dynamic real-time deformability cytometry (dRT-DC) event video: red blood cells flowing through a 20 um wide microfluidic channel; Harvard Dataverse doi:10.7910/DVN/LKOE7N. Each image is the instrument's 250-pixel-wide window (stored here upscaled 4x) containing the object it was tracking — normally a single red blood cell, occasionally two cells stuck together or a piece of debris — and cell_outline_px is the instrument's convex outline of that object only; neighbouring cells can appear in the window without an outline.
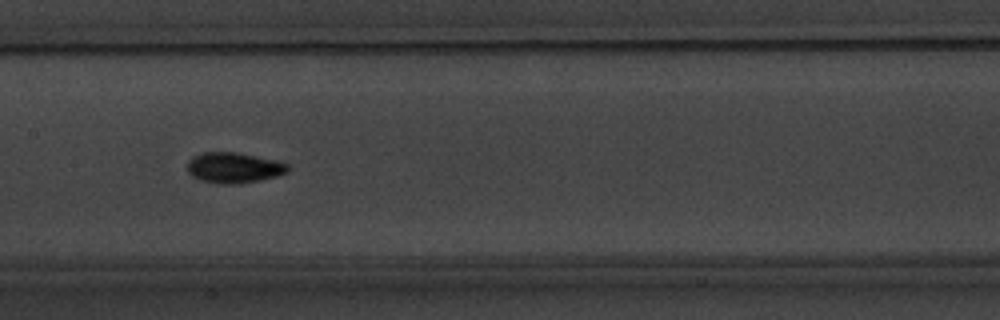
{"species": "common noctule bat (a hibernating species)", "species_latin": "Nyctalus noctula", "temperature_condition": "warm", "stored_images_in_passage": 7, "camera_frame_rate_fps": 3000, "um_per_image_px": 0.085, "animal": {"sex": "male", "body_mass_g": 20.1, "forearm_length_mm": 53.5}, "frame": {"image": 1, "passage_image": 7, "time_ms": 7.333, "image_size_px": [1000, 320], "cell_outline_px": [[292, 168], [288, 172], [276, 176], [260, 180], [240, 184], [216, 184], [200, 180], [192, 176], [188, 172], [188, 160], [192, 156], [204, 152], [236, 152], [276, 160], [288, 164]], "centroid_in_image_um": [19.89, 14.26], "position_along_channel_um": 187.5, "area_um2": 18.15}}